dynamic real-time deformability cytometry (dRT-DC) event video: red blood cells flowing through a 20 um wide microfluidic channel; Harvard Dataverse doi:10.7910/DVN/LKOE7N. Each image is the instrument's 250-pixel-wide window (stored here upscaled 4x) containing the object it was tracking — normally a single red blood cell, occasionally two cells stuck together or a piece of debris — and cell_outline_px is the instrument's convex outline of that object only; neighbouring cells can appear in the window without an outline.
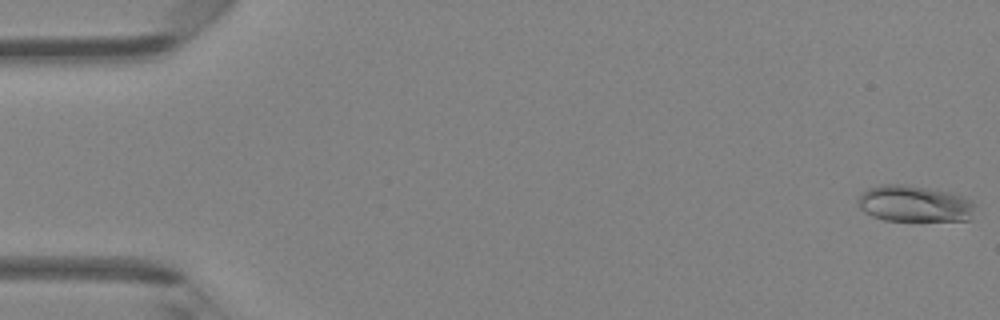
{"species": "Egyptian fruit bat (a non-hibernating species)", "species_latin": "Rousettus aegyptiacus", "temperature_condition": "room temperature", "stored_images_in_passage": 47, "camera_frame_rate_fps": 3000, "um_per_image_px": 0.085, "animal": {"sex": "female"}, "frame": {"image": 1, "passage_image": 1, "time_ms": 0.0, "image_size_px": [1000, 320], "cell_outline_px": [[976, 204], [972, 216], [968, 220], [884, 220], [872, 216], [864, 212], [856, 204], [856, 200], [868, 188], [880, 184], [904, 184], [952, 192], [964, 196], [972, 200]], "centroid_in_image_um": [77.73, 17.3], "position_along_channel_um": 7.3, "area_um2": 25.03}}
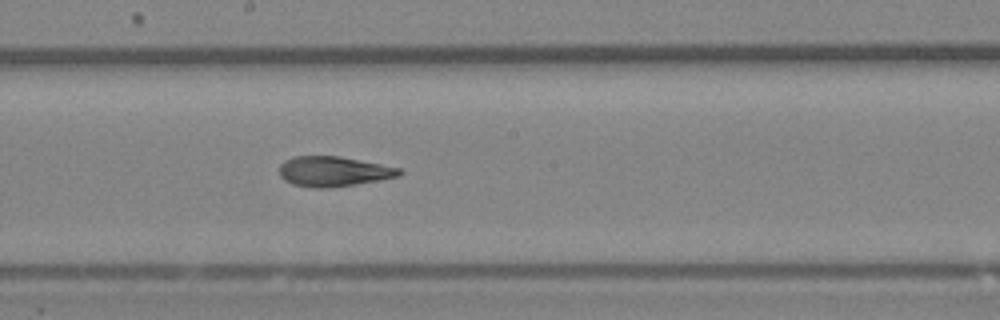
{"frame": {"image": 2, "passage_image": 26, "time_ms": 8.333, "image_size_px": [1000, 320], "cell_outline_px": [[404, 172], [400, 176], [380, 180], [356, 184], [328, 188], [312, 188], [292, 184], [284, 180], [280, 176], [280, 164], [284, 160], [292, 156], [340, 156], [400, 168]], "centroid_in_image_um": [28.34, 14.57], "position_along_channel_um": 219.9, "area_um2": 21.15}}
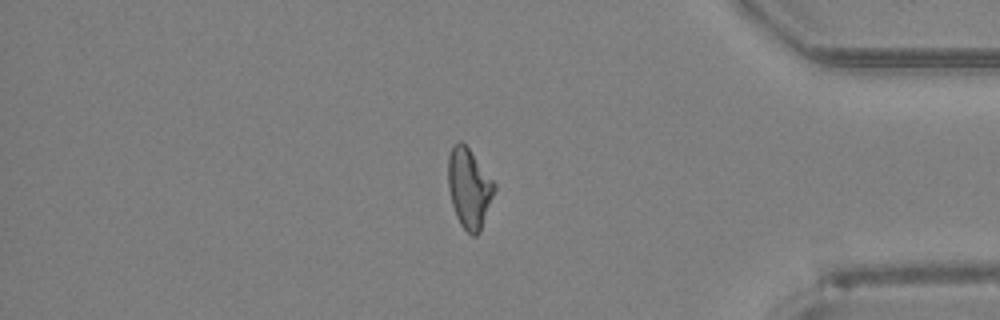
{"frame": {"image": 3, "passage_image": 40, "time_ms": 13.0, "image_size_px": [1000, 320], "cell_outline_px": [[496, 188], [480, 232], [476, 236], [472, 236], [460, 224], [456, 216], [452, 204], [448, 188], [448, 156], [456, 140], [460, 140], [468, 148], [496, 184]], "centroid_in_image_um": [39.87, 16.0], "position_along_channel_um": 395.3, "area_um2": 21.39}, "authors_computed_cell_mechanics": {"area_um2": 21.6172, "velocity_mm_per_s": 4.3589, "shape_relaxation_time_tau1_ms": null, "shape_relaxation_time_tau2_ms": 2.4825, "deformation_change_tau1": null, "deformation_change_tau2": 0.0915}}